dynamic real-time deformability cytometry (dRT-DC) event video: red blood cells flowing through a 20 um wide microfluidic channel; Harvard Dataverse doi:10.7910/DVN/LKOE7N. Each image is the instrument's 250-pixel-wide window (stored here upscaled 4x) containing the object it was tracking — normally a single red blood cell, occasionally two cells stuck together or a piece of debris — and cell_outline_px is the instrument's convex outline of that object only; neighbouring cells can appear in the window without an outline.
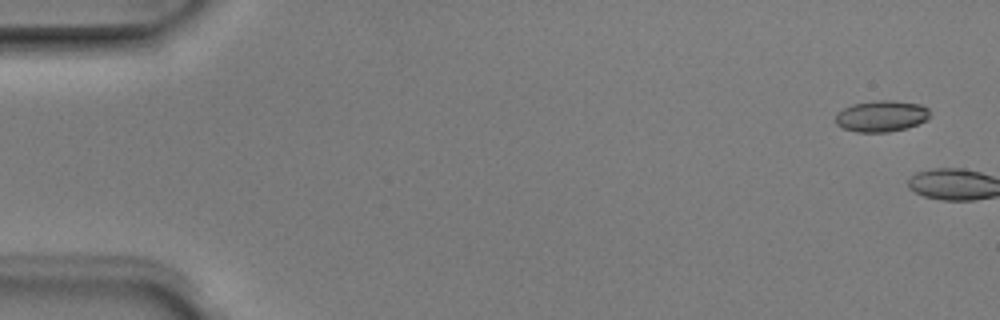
{"species": "Egyptian fruit bat (a non-hibernating species)", "species_latin": "Rousettus aegyptiacus", "temperature_condition": "room temperature", "stored_images_in_passage": 8, "camera_frame_rate_fps": 3000, "um_per_image_px": 0.085, "animal": {"sex": "male"}, "frame": {"image": 1, "passage_image": 1, "time_ms": 0.0, "image_size_px": [1000, 320], "cell_outline_px": [[928, 120], [908, 128], [888, 132], [856, 132], [844, 128], [836, 124], [836, 112], [852, 104], [880, 100], [892, 100], [920, 104], [928, 108]], "centroid_in_image_um": [74.92, 9.87], "position_along_channel_um": 10.1, "area_um2": 17.22}}
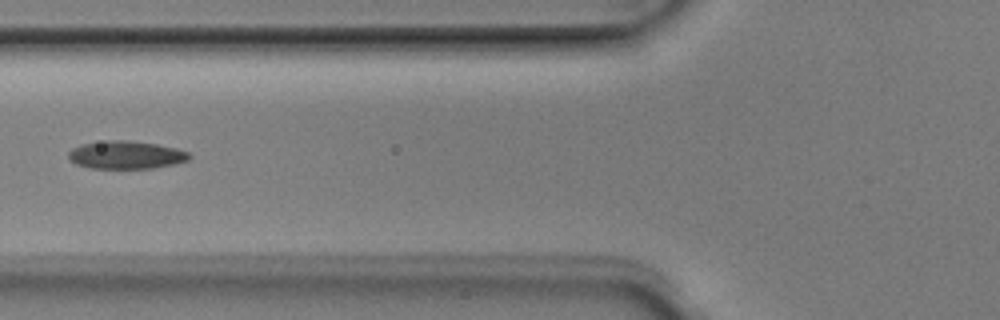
{"frame": {"image": 2, "passage_image": 7, "time_ms": 2.0, "image_size_px": [1000, 320], "cell_outline_px": [[192, 156], [188, 160], [172, 164], [152, 168], [88, 168], [76, 164], [68, 160], [68, 152], [72, 148], [80, 144], [108, 140], [128, 140], [156, 144], [176, 148], [188, 152]], "centroid_in_image_um": [10.66, 13.16], "position_along_channel_um": 115.1, "area_um2": 19.71}}
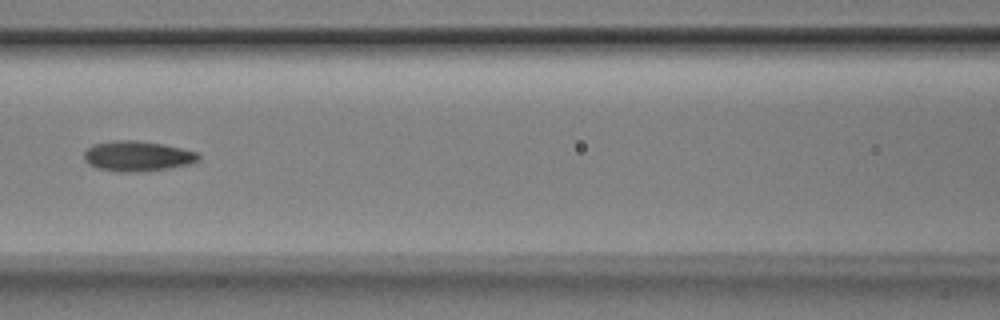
{"frame": {"image": 3, "passage_image": 8, "time_ms": 2.333, "image_size_px": [1000, 320], "cell_outline_px": [[200, 160], [188, 164], [168, 168], [140, 172], [120, 172], [96, 168], [88, 164], [84, 160], [84, 152], [92, 144], [112, 140], [136, 140], [164, 144], [200, 152]], "centroid_in_image_um": [11.68, 13.26], "position_along_channel_um": 154.9, "area_um2": 20.46}}